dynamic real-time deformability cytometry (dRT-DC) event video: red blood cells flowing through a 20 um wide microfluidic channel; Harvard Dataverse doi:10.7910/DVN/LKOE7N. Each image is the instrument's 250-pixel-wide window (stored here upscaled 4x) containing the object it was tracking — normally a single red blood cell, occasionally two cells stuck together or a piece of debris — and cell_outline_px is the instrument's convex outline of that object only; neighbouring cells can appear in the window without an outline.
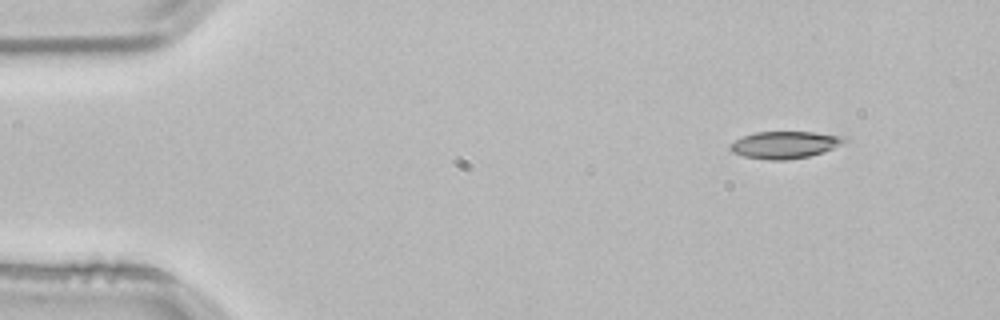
{"species": "common noctule bat (a hibernating species)", "species_latin": "Nyctalus noctula", "temperature_condition": "room temperature", "stored_images_in_passage": 10, "camera_frame_rate_fps": 3000, "um_per_image_px": 0.085, "animal": {"sex": "male", "body_mass_g": 21.5, "forearm_length_mm": 52.0}, "frame": {"image": 1, "passage_image": 1, "time_ms": 0.0, "image_size_px": [1000, 320], "cell_outline_px": [[852, 140], [832, 148], [808, 156], [784, 160], [768, 160], [744, 156], [732, 152], [728, 148], [728, 144], [744, 136], [756, 132], [812, 132], [848, 136]], "centroid_in_image_um": [66.74, 12.3], "position_along_channel_um": 18.3, "area_um2": 18.09}}